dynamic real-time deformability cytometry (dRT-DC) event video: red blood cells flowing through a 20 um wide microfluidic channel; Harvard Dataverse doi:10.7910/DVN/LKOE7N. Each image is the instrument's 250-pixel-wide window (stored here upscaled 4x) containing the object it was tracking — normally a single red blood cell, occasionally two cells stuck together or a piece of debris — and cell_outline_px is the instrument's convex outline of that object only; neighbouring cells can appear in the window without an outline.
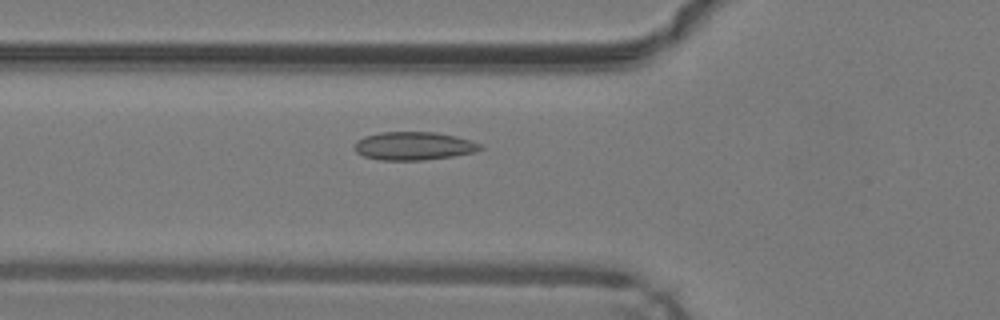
{"species": "common noctule bat (a hibernating species)", "species_latin": "Nyctalus noctula", "temperature_condition": "warm", "stored_images_in_passage": 37, "camera_frame_rate_fps": 3000, "um_per_image_px": 0.085, "animal": {"sex": "male", "body_mass_g": 19.2, "forearm_length_mm": 51.8}, "frame": {"image": 1, "passage_image": 6, "time_ms": 1.667, "image_size_px": [1000, 320], "cell_outline_px": [[484, 148], [472, 152], [452, 156], [424, 160], [380, 160], [364, 156], [356, 152], [356, 140], [364, 136], [380, 132], [436, 132], [456, 136], [480, 144]], "centroid_in_image_um": [35.14, 12.4], "position_along_channel_um": 90.7, "area_um2": 20.52}}
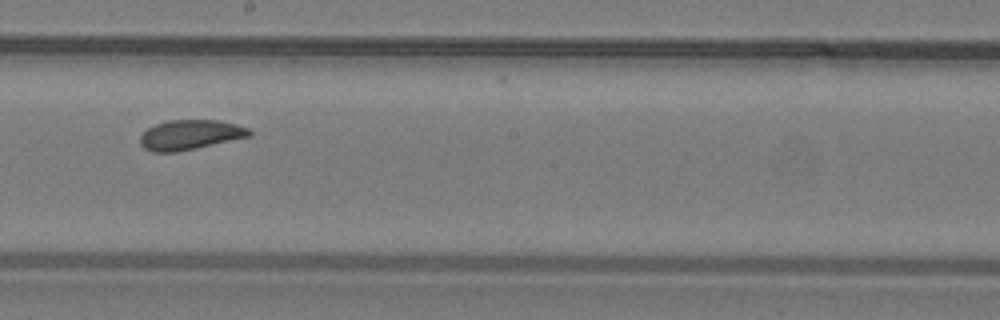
{"frame": {"image": 2, "passage_image": 16, "time_ms": 5.0, "image_size_px": [1000, 320], "cell_outline_px": [[252, 136], [196, 148], [176, 152], [152, 152], [144, 148], [140, 144], [140, 136], [148, 128], [156, 124], [168, 120], [216, 120], [236, 124], [248, 128], [252, 132]], "centroid_in_image_um": [16.16, 11.46], "position_along_channel_um": 232.0, "area_um2": 18.96}}
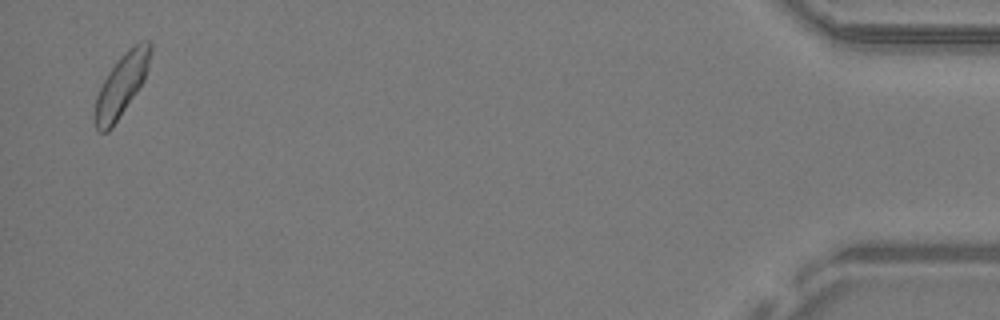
{"frame": {"image": 3, "passage_image": 36, "time_ms": 11.667, "image_size_px": [1000, 320], "cell_outline_px": [[152, 52], [148, 68], [144, 80], [112, 128], [108, 132], [100, 132], [96, 128], [92, 116], [96, 96], [108, 72], [120, 56], [128, 48], [140, 40], [148, 40], [152, 44]], "centroid_in_image_um": [10.32, 7.22], "position_along_channel_um": 424.9, "area_um2": 20.35}, "authors_computed_cell_mechanics": {"area_um2": 19.4786, "velocity_mm_per_s": 4.2322, "shape_relaxation_time_tau1_ms": 3.8488, "shape_relaxation_time_tau2_ms": 2.4415, "deformation_change_tau1": 0.0754, "deformation_change_tau2": 0.0686}}